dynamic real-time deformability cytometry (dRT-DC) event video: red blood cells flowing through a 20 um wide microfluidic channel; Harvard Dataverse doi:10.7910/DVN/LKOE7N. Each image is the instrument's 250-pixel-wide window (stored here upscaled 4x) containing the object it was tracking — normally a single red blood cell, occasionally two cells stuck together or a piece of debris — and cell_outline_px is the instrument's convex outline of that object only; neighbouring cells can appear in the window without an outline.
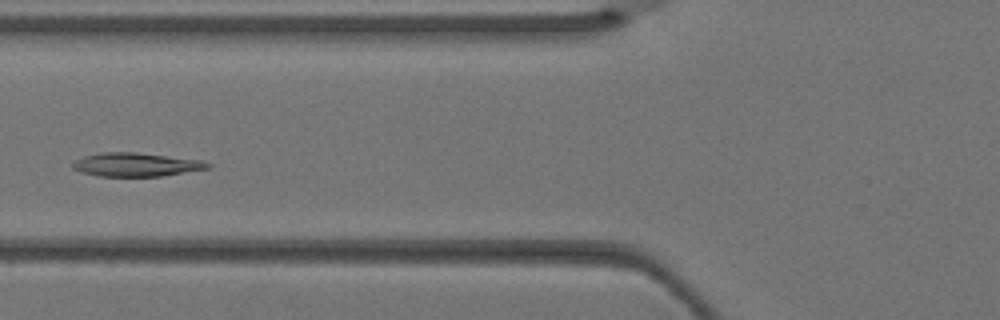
{"species": "Egyptian fruit bat (a non-hibernating species)", "species_latin": "Rousettus aegyptiacus", "temperature_condition": "warm", "stored_images_in_passage": 4, "camera_frame_rate_fps": 3000, "um_per_image_px": 0.085, "animal": {"sex": "female"}, "frame": {"image": 1, "passage_image": 4, "time_ms": 1.0, "image_size_px": [1000, 320], "cell_outline_px": [[212, 168], [160, 176], [100, 176], [80, 172], [72, 168], [72, 164], [76, 160], [84, 156], [100, 152], [136, 152], [200, 160], [212, 164]], "centroid_in_image_um": [11.56, 13.99], "position_along_channel_um": 114.2, "area_um2": 18.55}}